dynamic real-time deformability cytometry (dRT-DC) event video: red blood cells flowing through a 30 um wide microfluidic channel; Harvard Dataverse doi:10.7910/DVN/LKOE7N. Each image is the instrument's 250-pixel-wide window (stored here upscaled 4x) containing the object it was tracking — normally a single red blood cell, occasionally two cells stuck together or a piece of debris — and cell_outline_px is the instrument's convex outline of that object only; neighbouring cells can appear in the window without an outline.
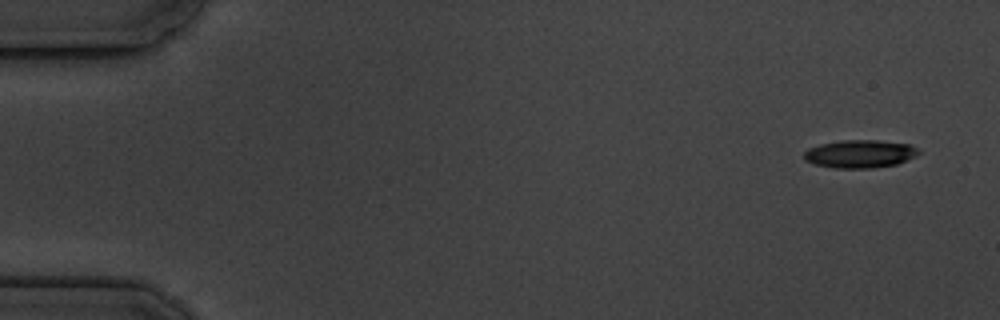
{"species": "common noctule bat (a hibernating species)", "species_latin": "Nyctalus noctula", "temperature_condition": "cold", "stored_images_in_passage": 5, "camera_frame_rate_fps": 3000, "um_per_image_px": 0.085, "animal": {"sex": "male", "body_mass_g": 19.5, "forearm_length_mm": 54.6}, "frame": {"image": 1, "passage_image": 1, "time_ms": 0.0, "image_size_px": [1000, 320], "cell_outline_px": [[920, 152], [916, 156], [896, 164], [872, 168], [836, 168], [816, 164], [804, 160], [804, 152], [808, 148], [820, 144], [840, 140], [880, 140], [912, 144]], "centroid_in_image_um": [73.1, 13.07], "position_along_channel_um": 11.9, "area_um2": 18.73}}
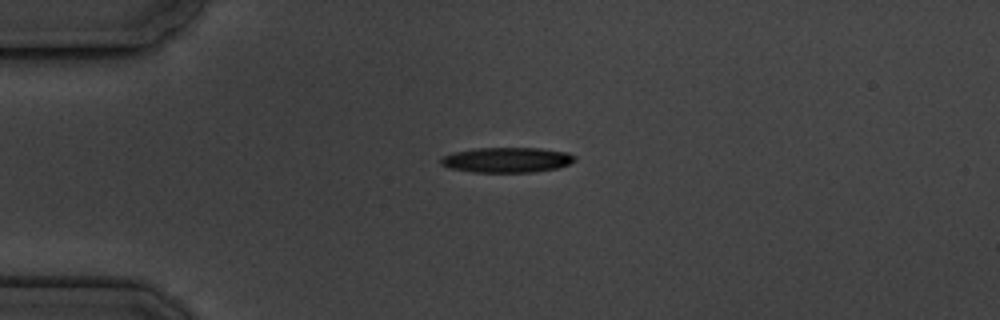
{"frame": {"image": 2, "passage_image": 4, "time_ms": 3.667, "image_size_px": [1000, 320], "cell_outline_px": [[576, 160], [568, 164], [556, 168], [532, 172], [472, 172], [452, 168], [440, 164], [440, 160], [444, 156], [452, 152], [476, 148], [540, 148], [568, 152], [576, 156]], "centroid_in_image_um": [43.1, 13.58], "position_along_channel_um": 41.9, "area_um2": 19.59}}